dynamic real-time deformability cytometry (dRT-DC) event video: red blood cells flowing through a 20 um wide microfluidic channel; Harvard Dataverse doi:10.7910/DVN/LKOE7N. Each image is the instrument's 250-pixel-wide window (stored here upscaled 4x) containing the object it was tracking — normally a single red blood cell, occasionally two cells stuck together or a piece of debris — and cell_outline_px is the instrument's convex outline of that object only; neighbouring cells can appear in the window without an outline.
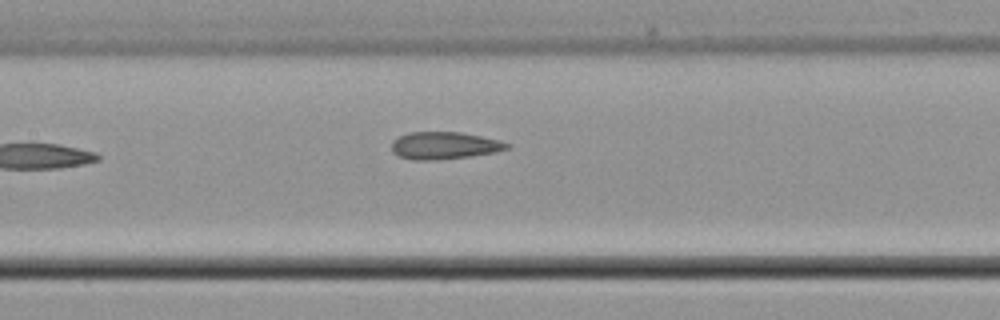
{"species": "common noctule bat (a hibernating species)", "species_latin": "Nyctalus noctula", "temperature_condition": "cold", "stored_images_in_passage": 7, "camera_frame_rate_fps": 3000, "um_per_image_px": 0.085, "animal": {"sex": "male", "body_mass_g": 21.5, "forearm_length_mm": 52.0}, "frame": {"image": 1, "passage_image": 7, "time_ms": 8.333, "image_size_px": [1000, 320], "cell_outline_px": [[512, 144], [508, 148], [496, 152], [472, 156], [436, 160], [412, 160], [400, 156], [392, 152], [392, 140], [408, 132], [460, 132], [500, 140]], "centroid_in_image_um": [37.77, 12.37], "position_along_channel_um": 169.6, "area_um2": 18.44}}